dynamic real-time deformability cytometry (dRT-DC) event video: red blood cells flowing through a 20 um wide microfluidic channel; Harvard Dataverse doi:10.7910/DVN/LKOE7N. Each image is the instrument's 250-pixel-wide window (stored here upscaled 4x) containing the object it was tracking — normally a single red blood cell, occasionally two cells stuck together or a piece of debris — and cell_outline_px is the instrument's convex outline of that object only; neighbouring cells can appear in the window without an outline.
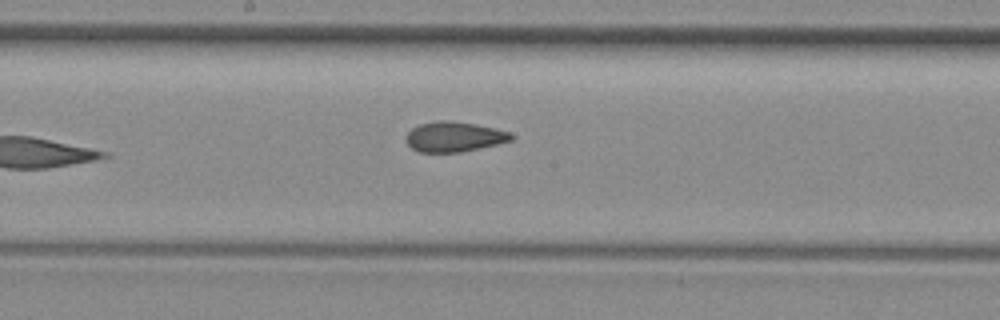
{"species": "common noctule bat (a hibernating species)", "species_latin": "Nyctalus noctula", "temperature_condition": "room temperature", "stored_images_in_passage": 8, "camera_frame_rate_fps": 3000, "um_per_image_px": 0.085, "animal": {"sex": "female", "body_mass_g": 29.2, "forearm_length_mm": 56.3}, "frame": {"image": 1, "passage_image": 8, "time_ms": 9.0, "image_size_px": [1000, 320], "cell_outline_px": [[512, 140], [496, 144], [460, 152], [420, 152], [412, 148], [408, 144], [408, 132], [412, 128], [420, 124], [436, 120], [452, 120], [476, 124], [496, 128], [508, 132], [512, 136]], "centroid_in_image_um": [38.6, 11.61], "position_along_channel_um": 209.6, "area_um2": 18.21}}